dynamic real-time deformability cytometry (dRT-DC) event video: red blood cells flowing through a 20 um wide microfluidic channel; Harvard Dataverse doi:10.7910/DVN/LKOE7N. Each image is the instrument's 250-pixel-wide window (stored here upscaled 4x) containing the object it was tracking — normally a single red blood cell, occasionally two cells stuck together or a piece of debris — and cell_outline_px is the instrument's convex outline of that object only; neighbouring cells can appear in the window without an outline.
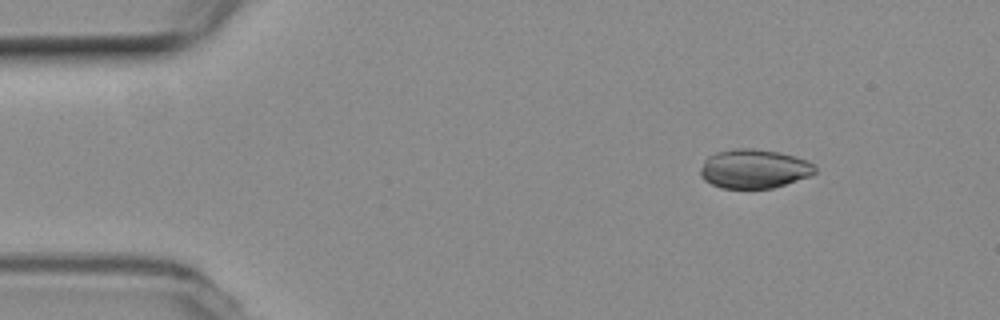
{"species": "common noctule bat (a hibernating species)", "species_latin": "Nyctalus noctula", "temperature_condition": "room temperature", "stored_images_in_passage": 9, "camera_frame_rate_fps": 3000, "um_per_image_px": 0.085, "animal": {"sex": "female", "body_mass_g": 19.3, "forearm_length_mm": 54.1}, "frame": {"image": 1, "passage_image": 6, "time_ms": 1.667, "image_size_px": [1000, 320], "cell_outline_px": [[816, 172], [812, 176], [772, 188], [720, 188], [704, 180], [700, 176], [700, 168], [704, 160], [708, 156], [716, 152], [736, 148], [752, 148], [780, 152], [808, 160], [816, 168]], "centroid_in_image_um": [64.09, 14.34], "position_along_channel_um": 20.9, "area_um2": 26.3}}